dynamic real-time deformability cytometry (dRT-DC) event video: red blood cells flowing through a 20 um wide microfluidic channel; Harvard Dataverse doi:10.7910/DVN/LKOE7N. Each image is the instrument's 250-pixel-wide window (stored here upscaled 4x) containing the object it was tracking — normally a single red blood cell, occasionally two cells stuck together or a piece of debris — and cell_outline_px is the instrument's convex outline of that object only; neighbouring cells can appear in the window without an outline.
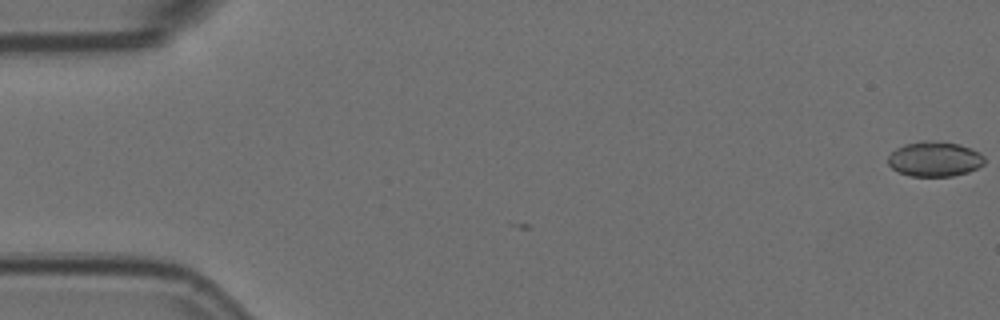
{"species": "Egyptian fruit bat (a non-hibernating species)", "species_latin": "Rousettus aegyptiacus", "temperature_condition": "room temperature", "stored_images_in_passage": 2, "camera_frame_rate_fps": 3000, "um_per_image_px": 0.085, "animal": {"sex": "female"}, "frame": {"image": 1, "passage_image": 1, "time_ms": 0.0, "image_size_px": [1000, 320], "cell_outline_px": [[984, 164], [968, 172], [952, 176], [912, 176], [900, 172], [892, 168], [888, 164], [888, 156], [896, 148], [904, 144], [924, 140], [928, 140], [960, 144], [972, 148], [980, 152], [984, 156]], "centroid_in_image_um": [79.45, 13.5], "position_along_channel_um": 5.5, "area_um2": 19.71}}